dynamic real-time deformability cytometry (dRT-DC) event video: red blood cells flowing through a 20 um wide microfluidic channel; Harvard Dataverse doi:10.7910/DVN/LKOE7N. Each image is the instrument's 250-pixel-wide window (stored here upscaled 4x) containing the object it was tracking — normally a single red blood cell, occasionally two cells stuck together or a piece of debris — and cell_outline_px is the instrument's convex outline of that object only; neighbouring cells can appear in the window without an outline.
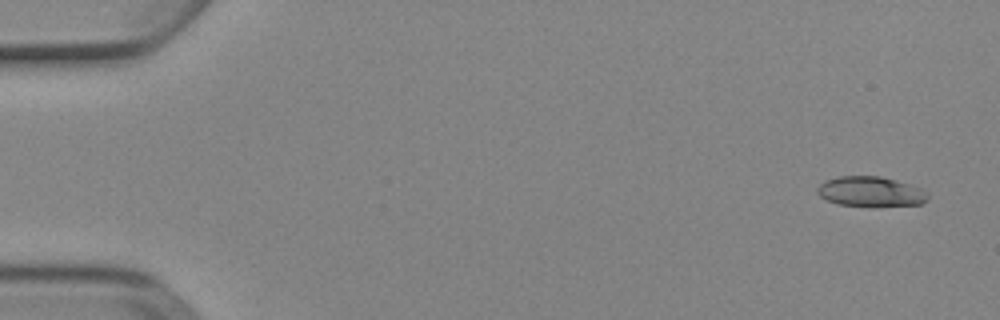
{"species": "Egyptian fruit bat (a non-hibernating species)", "species_latin": "Rousettus aegyptiacus", "temperature_condition": "cold", "stored_images_in_passage": 4, "segment_of_instrument_passage": [2, 2], "camera_frame_rate_fps": 3000, "um_per_image_px": 0.085, "animal": {"sex": "female"}, "frame": {"image": 1, "passage_image": 4, "time_ms": 1.0, "image_size_px": [1000, 320], "cell_outline_px": [[928, 200], [920, 204], [836, 204], [820, 196], [816, 192], [816, 188], [824, 180], [840, 176], [880, 176], [896, 180], [920, 188], [928, 192]], "centroid_in_image_um": [73.97, 16.24], "position_along_channel_um": 11.0, "area_um2": 18.67}}